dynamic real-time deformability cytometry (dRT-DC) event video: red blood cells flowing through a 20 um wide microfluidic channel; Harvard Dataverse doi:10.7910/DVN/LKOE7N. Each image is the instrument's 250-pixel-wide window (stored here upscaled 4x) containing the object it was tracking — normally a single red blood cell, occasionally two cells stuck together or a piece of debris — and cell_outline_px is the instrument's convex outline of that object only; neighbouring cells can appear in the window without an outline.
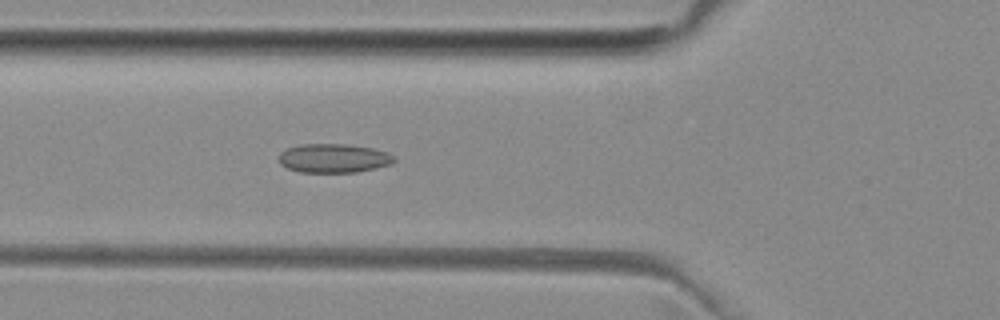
{"species": "common noctule bat (a hibernating species)", "species_latin": "Nyctalus noctula", "temperature_condition": "room temperature", "stored_images_in_passage": 37, "camera_frame_rate_fps": 3000, "um_per_image_px": 0.085, "animal": {"sex": "female", "body_mass_g": 29.2, "forearm_length_mm": 56.3}, "frame": {"image": 1, "passage_image": 5, "time_ms": 1.333, "image_size_px": [1000, 320], "cell_outline_px": [[396, 160], [392, 164], [376, 168], [356, 172], [300, 172], [288, 168], [280, 164], [280, 152], [288, 148], [300, 144], [344, 144], [372, 148], [388, 152], [396, 156]], "centroid_in_image_um": [28.4, 13.45], "position_along_channel_um": 97.4, "area_um2": 19.48}}
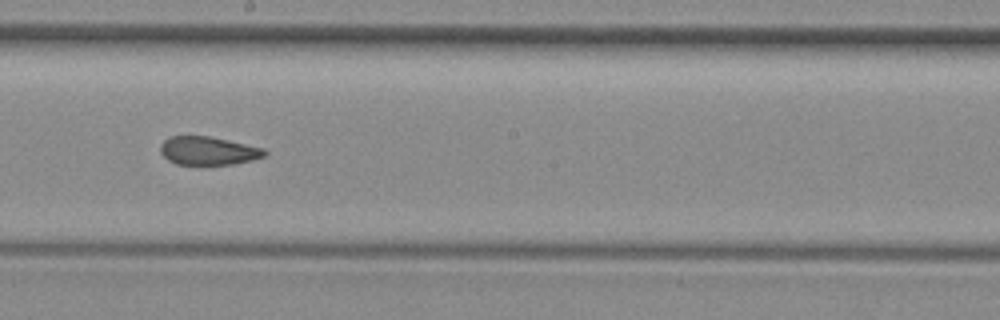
{"frame": {"image": 2, "passage_image": 15, "time_ms": 4.667, "image_size_px": [1000, 320], "cell_outline_px": [[268, 152], [264, 156], [252, 160], [232, 164], [176, 164], [168, 160], [160, 152], [160, 144], [164, 140], [172, 136], [208, 136], [264, 148]], "centroid_in_image_um": [17.68, 12.81], "position_along_channel_um": 230.5, "area_um2": 17.05}}
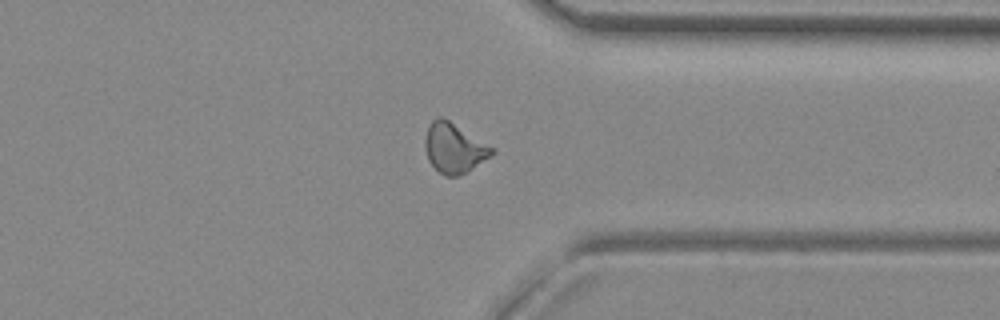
{"frame": {"image": 3, "passage_image": 26, "time_ms": 8.333, "image_size_px": [1000, 320], "cell_outline_px": [[496, 152], [472, 168], [456, 176], [444, 176], [428, 160], [424, 144], [424, 140], [428, 128], [432, 120], [440, 116], [448, 120], [496, 148]], "centroid_in_image_um": [38.61, 12.57], "position_along_channel_um": 372.8, "area_um2": 19.13}}